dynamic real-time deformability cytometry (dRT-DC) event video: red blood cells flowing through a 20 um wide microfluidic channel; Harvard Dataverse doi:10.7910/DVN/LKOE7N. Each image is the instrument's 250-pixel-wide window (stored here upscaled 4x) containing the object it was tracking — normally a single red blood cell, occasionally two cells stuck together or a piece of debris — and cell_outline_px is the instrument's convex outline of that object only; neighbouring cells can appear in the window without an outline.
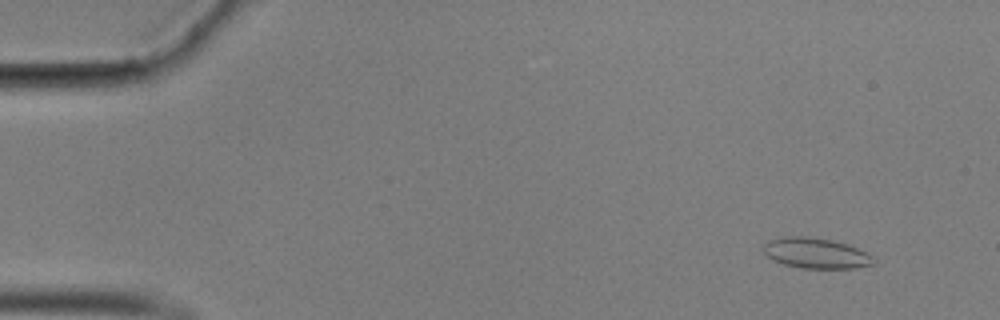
{"species": "common noctule bat (a hibernating species)", "species_latin": "Nyctalus noctula", "temperature_condition": "cold", "stored_images_in_passage": 57, "camera_frame_rate_fps": 3000, "um_per_image_px": 0.085, "animal": {"sex": "male", "body_mass_g": 17.9}, "frame": {"image": 1, "passage_image": 5, "time_ms": 1.333, "image_size_px": [1000, 320], "cell_outline_px": [[876, 264], [856, 268], [800, 268], [784, 264], [772, 260], [764, 252], [764, 244], [768, 240], [784, 236], [804, 236], [832, 240], [848, 244], [872, 256]], "centroid_in_image_um": [69.34, 21.52], "position_along_channel_um": 15.7, "area_um2": 19.54}}
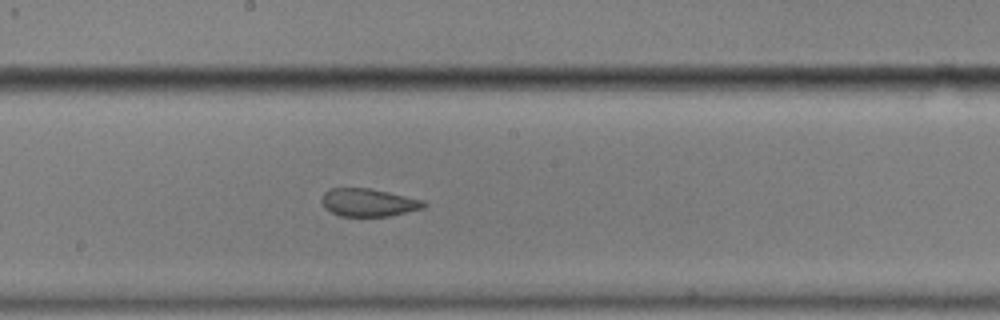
{"frame": {"image": 2, "passage_image": 31, "time_ms": 10.0, "image_size_px": [1000, 320], "cell_outline_px": [[428, 204], [424, 208], [388, 216], [340, 216], [324, 208], [320, 200], [324, 192], [332, 188], [368, 188], [388, 192], [424, 200]], "centroid_in_image_um": [31.31, 17.21], "position_along_channel_um": 216.9, "area_um2": 16.59}}
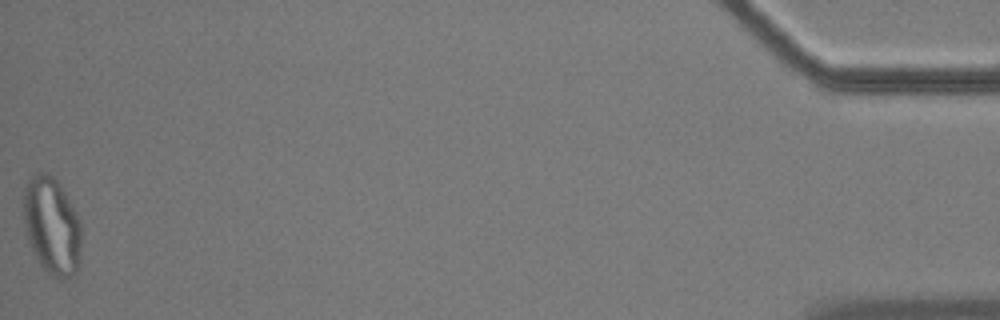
{"frame": {"image": 3, "passage_image": 57, "time_ms": 18.667, "image_size_px": [1000, 320], "cell_outline_px": [[80, 264], [76, 272], [72, 276], [60, 280], [56, 280], [40, 264], [28, 240], [24, 224], [24, 184], [36, 172], [44, 172], [52, 176], [60, 184], [76, 212], [80, 220]], "centroid_in_image_um": [4.41, 19.21], "position_along_channel_um": 430.8, "area_um2": 32.89}, "authors_computed_cell_mechanics": {"area_um2": 18.7272, "velocity_mm_per_s": 3.5355, "shape_relaxation_time_tau1_ms": null, "shape_relaxation_time_tau2_ms": 1.598, "deformation_change_tau1": null, "deformation_change_tau2": 0.0713}}